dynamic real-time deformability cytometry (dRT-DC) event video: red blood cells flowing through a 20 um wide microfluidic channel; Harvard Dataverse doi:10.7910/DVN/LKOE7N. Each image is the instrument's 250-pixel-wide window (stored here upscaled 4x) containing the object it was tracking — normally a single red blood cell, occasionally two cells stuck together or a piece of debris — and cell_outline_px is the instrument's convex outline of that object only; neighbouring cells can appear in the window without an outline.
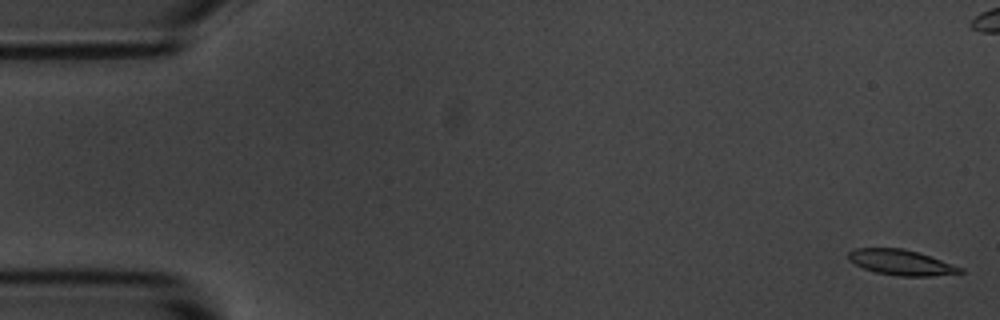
{"species": "common noctule bat (a hibernating species)", "species_latin": "Nyctalus noctula", "temperature_condition": "room temperature", "stored_images_in_passage": 6, "camera_frame_rate_fps": 3000, "um_per_image_px": 0.085, "animal": {"sex": "male", "body_mass_g": 20.1, "forearm_length_mm": 53.5}, "frame": {"image": 1, "passage_image": 1, "time_ms": 0.0, "image_size_px": [1000, 320], "cell_outline_px": [[964, 272], [932, 276], [900, 276], [876, 272], [864, 268], [848, 260], [848, 252], [856, 248], [904, 248], [964, 268]], "centroid_in_image_um": [76.58, 22.3], "position_along_channel_um": 8.4, "area_um2": 16.3}}